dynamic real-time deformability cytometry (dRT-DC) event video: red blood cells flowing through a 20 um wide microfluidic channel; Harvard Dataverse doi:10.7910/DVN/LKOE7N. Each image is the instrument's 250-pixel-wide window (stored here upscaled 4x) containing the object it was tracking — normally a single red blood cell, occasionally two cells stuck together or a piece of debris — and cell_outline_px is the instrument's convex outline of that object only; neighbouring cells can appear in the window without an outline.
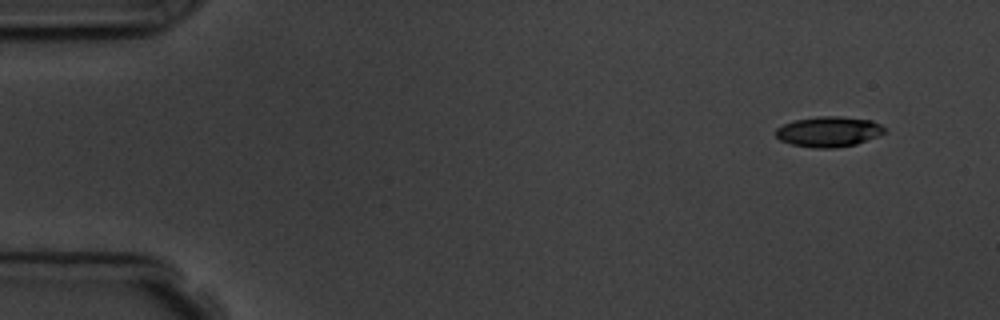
{"species": "common noctule bat (a hibernating species)", "species_latin": "Nyctalus noctula", "temperature_condition": "room temperature", "stored_images_in_passage": 7, "camera_frame_rate_fps": 3000, "um_per_image_px": 0.085, "animal": {"sex": "male", "body_mass_g": 19.5, "forearm_length_mm": 54.6}, "frame": {"image": 1, "passage_image": 1, "time_ms": 0.0, "image_size_px": [1000, 320], "cell_outline_px": [[888, 132], [856, 144], [836, 148], [812, 148], [792, 144], [780, 140], [776, 136], [776, 128], [784, 124], [796, 120], [816, 116], [840, 116], [872, 120], [888, 128]], "centroid_in_image_um": [70.49, 11.19], "position_along_channel_um": 14.5, "area_um2": 19.42}}
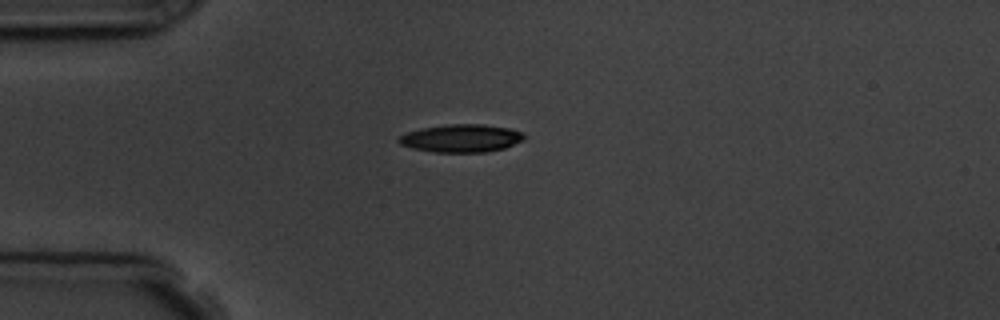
{"frame": {"image": 2, "passage_image": 4, "time_ms": 3.333, "image_size_px": [1000, 320], "cell_outline_px": [[524, 140], [504, 148], [488, 152], [432, 152], [412, 148], [400, 144], [396, 140], [400, 136], [408, 132], [420, 128], [448, 124], [484, 124], [508, 128], [520, 132], [524, 136]], "centroid_in_image_um": [39.18, 11.75], "position_along_channel_um": 45.8, "area_um2": 20.35}}
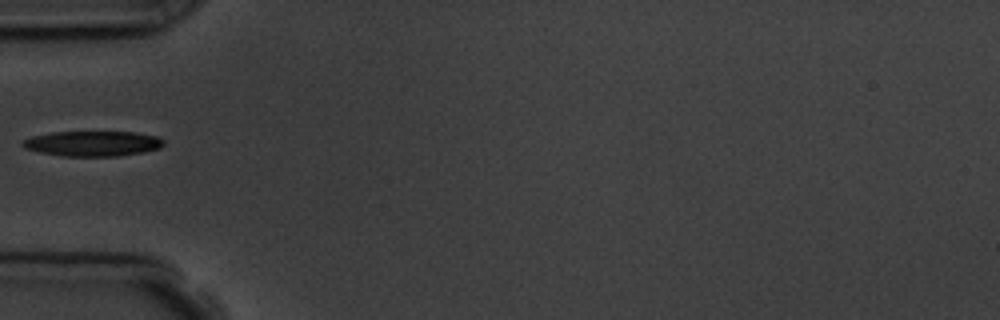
{"frame": {"image": 3, "passage_image": 5, "time_ms": 4.667, "image_size_px": [1000, 320], "cell_outline_px": [[164, 144], [160, 148], [144, 152], [120, 156], [60, 156], [40, 152], [24, 148], [20, 144], [20, 140], [32, 136], [52, 132], [136, 132], [156, 136], [164, 140]], "centroid_in_image_um": [7.85, 12.2], "position_along_channel_um": 77.1, "area_um2": 20.92}}